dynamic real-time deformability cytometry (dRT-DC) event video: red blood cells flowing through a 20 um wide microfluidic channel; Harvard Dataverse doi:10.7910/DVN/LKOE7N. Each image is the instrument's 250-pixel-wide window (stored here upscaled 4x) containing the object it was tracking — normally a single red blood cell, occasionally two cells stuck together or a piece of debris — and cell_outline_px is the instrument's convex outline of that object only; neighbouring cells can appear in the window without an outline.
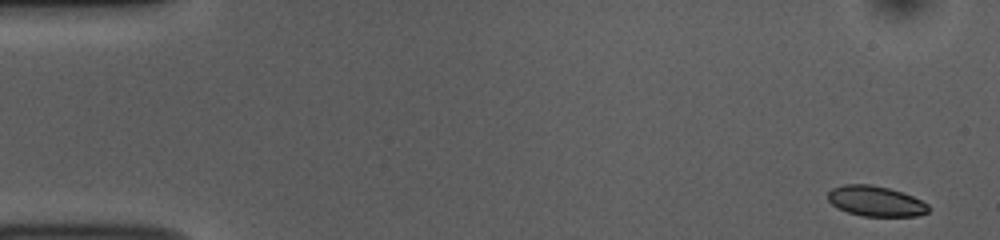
{"species": "common noctule bat (a hibernating species)", "species_latin": "Nyctalus noctula", "temperature_condition": "room temperature", "stored_images_in_passage": 51, "camera_frame_rate_fps": 3000, "um_per_image_px": 0.085, "animal": {"sex": "female", "body_mass_g": 10.0, "forearm_length_mm": 53.1}, "frame": {"image": 1, "passage_image": 1, "time_ms": 0.0, "image_size_px": [1000, 240], "cell_outline_px": [[928, 212], [916, 216], [860, 216], [848, 212], [832, 204], [828, 200], [828, 192], [832, 188], [844, 184], [868, 184], [888, 188], [912, 196], [928, 204]], "centroid_in_image_um": [74.41, 17.1], "position_along_channel_um": 10.6, "area_um2": 17.57}}
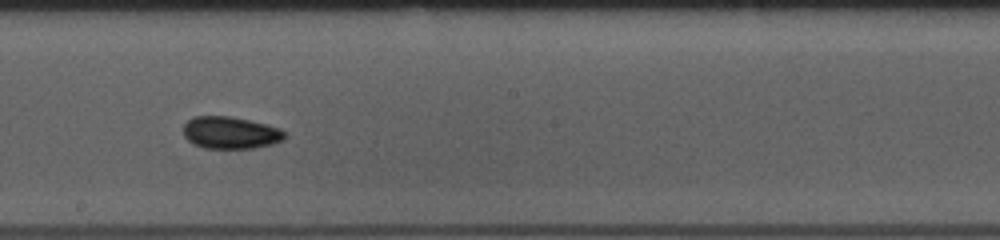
{"frame": {"image": 2, "passage_image": 28, "time_ms": 9.0, "image_size_px": [1000, 240], "cell_outline_px": [[284, 140], [272, 144], [252, 148], [204, 148], [192, 144], [184, 136], [184, 124], [192, 116], [232, 116], [280, 128], [284, 132]], "centroid_in_image_um": [19.55, 11.28], "position_along_channel_um": 228.6, "area_um2": 18.96}}
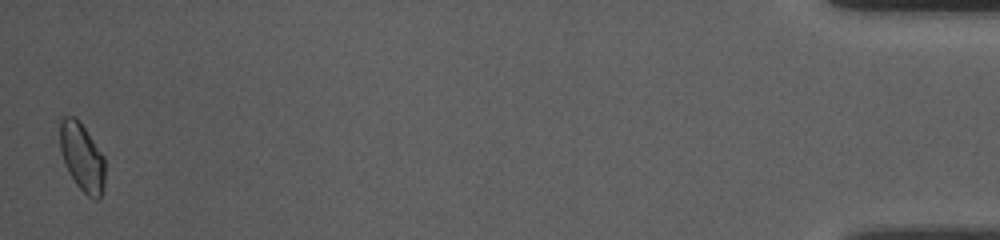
{"frame": {"image": 3, "passage_image": 51, "time_ms": 16.667, "image_size_px": [1000, 240], "cell_outline_px": [[104, 184], [100, 196], [96, 200], [88, 196], [76, 184], [68, 172], [64, 164], [60, 152], [60, 120], [64, 116], [76, 116], [104, 156]], "centroid_in_image_um": [6.95, 13.34], "position_along_channel_um": 428.3, "area_um2": 17.86}, "authors_computed_cell_mechanics": {"area_um2": 18.0336, "velocity_mm_per_s": 3.786, "shape_relaxation_time_tau1_ms": 2.6132, "shape_relaxation_time_tau2_ms": 3.7377, "deformation_change_tau1": 0.0608, "deformation_change_tau2": 0.0523}}